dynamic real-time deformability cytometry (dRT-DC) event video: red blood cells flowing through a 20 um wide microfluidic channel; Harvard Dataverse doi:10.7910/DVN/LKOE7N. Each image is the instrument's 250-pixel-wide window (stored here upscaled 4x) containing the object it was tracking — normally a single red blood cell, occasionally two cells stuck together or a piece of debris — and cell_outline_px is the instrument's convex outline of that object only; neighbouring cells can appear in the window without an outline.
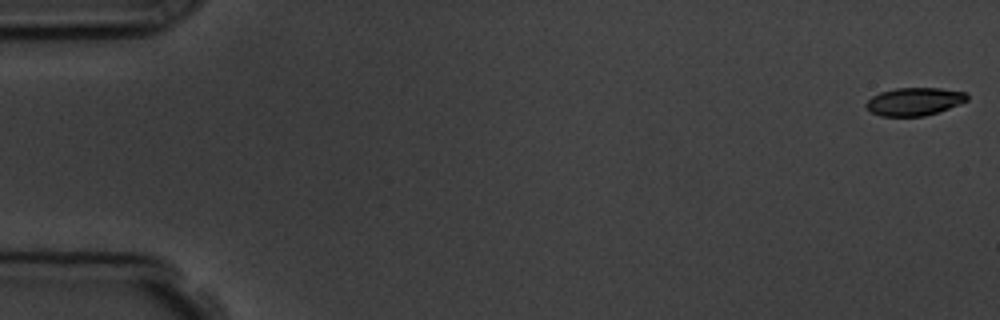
{"species": "common noctule bat (a hibernating species)", "species_latin": "Nyctalus noctula", "temperature_condition": "room temperature", "stored_images_in_passage": 10, "camera_frame_rate_fps": 3000, "um_per_image_px": 0.085, "animal": {"sex": "male", "body_mass_g": 19.5, "forearm_length_mm": 54.6}, "frame": {"image": 1, "passage_image": 1, "time_ms": 0.0, "image_size_px": [1000, 320], "cell_outline_px": [[968, 100], [960, 104], [924, 116], [880, 116], [872, 112], [864, 104], [872, 96], [880, 92], [896, 88], [940, 88], [968, 92]], "centroid_in_image_um": [77.73, 8.62], "position_along_channel_um": 7.3, "area_um2": 16.42}}
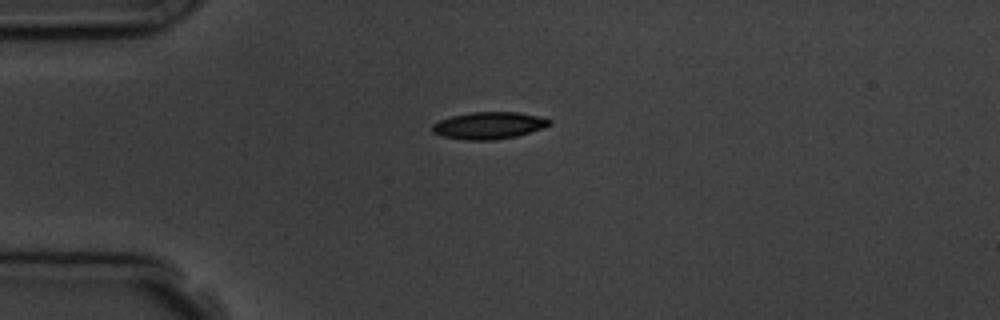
{"frame": {"image": 2, "passage_image": 5, "time_ms": 4.333, "image_size_px": [1000, 320], "cell_outline_px": [[552, 124], [544, 128], [516, 136], [492, 140], [464, 140], [444, 136], [432, 132], [432, 124], [440, 120], [452, 116], [472, 112], [516, 112], [540, 116], [552, 120]], "centroid_in_image_um": [41.58, 10.66], "position_along_channel_um": 43.4, "area_um2": 18.44}}